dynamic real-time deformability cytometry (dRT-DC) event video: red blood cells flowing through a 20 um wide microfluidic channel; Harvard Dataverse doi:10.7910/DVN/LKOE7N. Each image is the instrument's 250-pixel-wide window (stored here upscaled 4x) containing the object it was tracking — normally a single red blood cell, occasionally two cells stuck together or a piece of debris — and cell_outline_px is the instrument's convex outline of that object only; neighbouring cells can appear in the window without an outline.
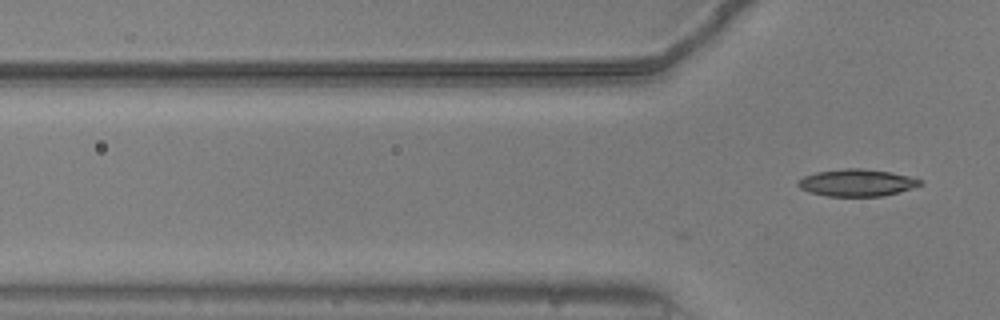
{"species": "common noctule bat (a hibernating species)", "species_latin": "Nyctalus noctula", "temperature_condition": "warm", "stored_images_in_passage": 2, "camera_frame_rate_fps": 3000, "um_per_image_px": 0.085, "animal": {"sex": "male", "body_mass_g": 20.5, "forearm_length_mm": 52.5}, "frame": {"image": 1, "passage_image": 2, "time_ms": 0.333, "image_size_px": [1000, 320], "cell_outline_px": [[924, 184], [912, 188], [884, 196], [828, 196], [808, 192], [800, 188], [796, 184], [796, 180], [804, 176], [816, 172], [844, 168], [864, 168], [892, 172], [924, 180]], "centroid_in_image_um": [72.83, 15.52], "position_along_channel_um": 53.0, "area_um2": 19.54}}